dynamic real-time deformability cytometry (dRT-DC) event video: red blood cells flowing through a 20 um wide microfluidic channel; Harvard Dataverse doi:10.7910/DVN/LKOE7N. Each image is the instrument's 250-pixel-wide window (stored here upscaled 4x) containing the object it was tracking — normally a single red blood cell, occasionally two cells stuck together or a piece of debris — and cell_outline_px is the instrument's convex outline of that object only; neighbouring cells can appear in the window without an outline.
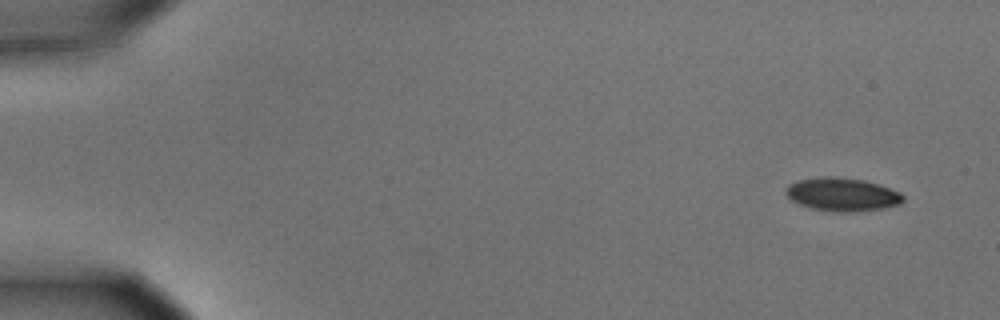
{"species": "common noctule bat (a hibernating species)", "species_latin": "Nyctalus noctula", "temperature_condition": "cold", "stored_images_in_passage": 4, "camera_frame_rate_fps": 3000, "um_per_image_px": 0.085, "animal": {"sex": "male", "body_mass_g": 15.6}, "frame": {"image": 1, "passage_image": 1, "time_ms": 0.0, "image_size_px": [1000, 320], "cell_outline_px": [[904, 200], [900, 204], [884, 208], [856, 212], [832, 212], [812, 208], [800, 204], [792, 200], [784, 192], [784, 188], [788, 184], [800, 180], [820, 176], [836, 176], [864, 180], [880, 184], [900, 192], [904, 196]], "centroid_in_image_um": [71.6, 16.52], "position_along_channel_um": 13.4, "area_um2": 23.06}}
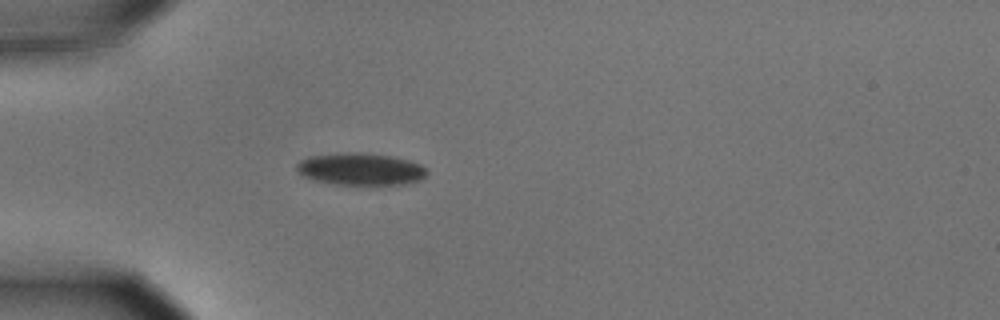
{"frame": {"image": 2, "passage_image": 4, "time_ms": 1.0, "image_size_px": [1000, 320], "cell_outline_px": [[428, 172], [420, 180], [404, 184], [336, 184], [312, 180], [304, 176], [296, 168], [296, 164], [300, 160], [308, 156], [348, 152], [360, 152], [392, 156], [408, 160], [420, 164]], "centroid_in_image_um": [30.63, 14.36], "position_along_channel_um": 54.4, "area_um2": 24.28}}